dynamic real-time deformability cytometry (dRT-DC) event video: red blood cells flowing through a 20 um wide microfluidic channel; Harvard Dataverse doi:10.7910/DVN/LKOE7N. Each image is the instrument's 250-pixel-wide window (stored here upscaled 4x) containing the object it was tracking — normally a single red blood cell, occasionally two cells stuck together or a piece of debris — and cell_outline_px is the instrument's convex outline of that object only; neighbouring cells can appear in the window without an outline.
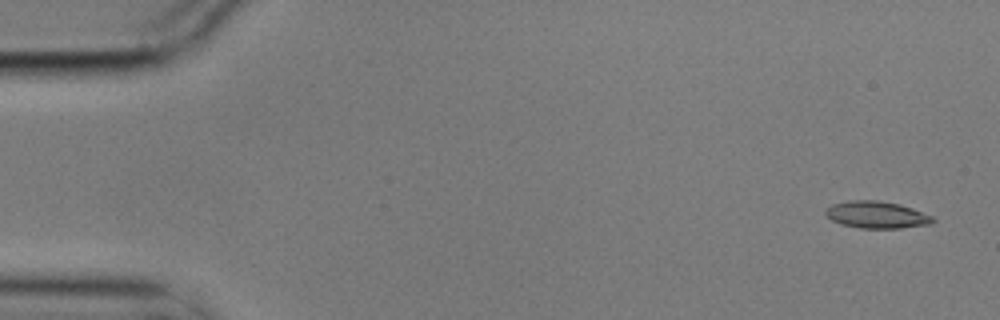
{"species": "common noctule bat (a hibernating species)", "species_latin": "Nyctalus noctula", "temperature_condition": "cold", "stored_images_in_passage": 6, "camera_frame_rate_fps": 3000, "um_per_image_px": 0.085, "animal": {"sex": "male", "body_mass_g": 17.9}, "frame": {"image": 1, "passage_image": 1, "time_ms": 0.0, "image_size_px": [1000, 320], "cell_outline_px": [[936, 220], [932, 224], [900, 228], [860, 228], [840, 224], [832, 220], [824, 212], [832, 204], [848, 200], [876, 200], [900, 204], [912, 208], [932, 216]], "centroid_in_image_um": [74.53, 18.26], "position_along_channel_um": 10.5, "area_um2": 16.88}}